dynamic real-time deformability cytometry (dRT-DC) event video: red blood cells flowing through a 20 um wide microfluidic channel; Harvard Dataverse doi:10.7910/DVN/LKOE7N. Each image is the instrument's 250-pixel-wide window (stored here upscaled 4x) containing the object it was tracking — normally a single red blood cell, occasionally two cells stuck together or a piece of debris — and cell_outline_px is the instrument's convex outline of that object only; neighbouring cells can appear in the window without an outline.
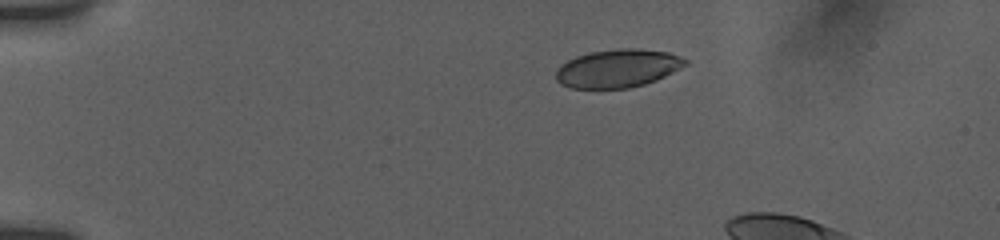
{"species": "human", "species_latin": "Homo sapiens", "temperature_condition": "room temperature", "stored_images_in_passage": 14, "camera_frame_rate_fps": 3000, "um_per_image_px": 0.085, "donor": {"sex": "female"}, "frame": {"image": 1, "passage_image": 1, "time_ms": 0.0, "image_size_px": [1000, 240], "cell_outline_px": [[688, 64], [656, 80], [644, 84], [628, 88], [572, 88], [560, 84], [556, 80], [556, 72], [568, 60], [576, 56], [588, 52], [620, 48], [636, 48], [668, 52], [680, 56], [688, 60]], "centroid_in_image_um": [52.52, 5.8], "position_along_channel_um": 32.5, "area_um2": 28.67}}